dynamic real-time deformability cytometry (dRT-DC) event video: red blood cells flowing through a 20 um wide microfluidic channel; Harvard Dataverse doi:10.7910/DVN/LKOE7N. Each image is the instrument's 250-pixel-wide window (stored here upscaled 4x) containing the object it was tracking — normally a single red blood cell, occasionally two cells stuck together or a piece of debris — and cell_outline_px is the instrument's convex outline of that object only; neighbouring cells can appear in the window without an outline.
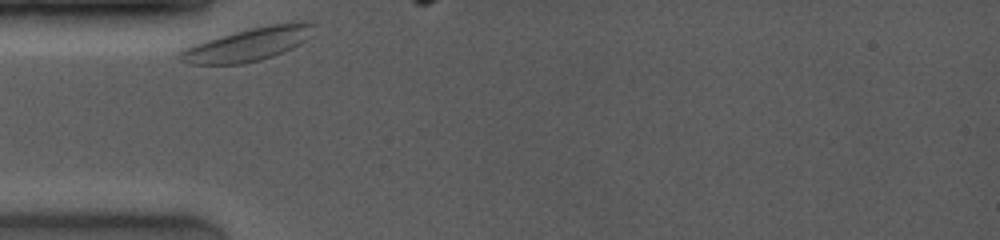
{"species": "common noctule bat (a hibernating species)", "species_latin": "Nyctalus noctula", "temperature_condition": "room temperature", "stored_images_in_passage": 2, "camera_frame_rate_fps": 4000, "um_per_image_px": 0.085, "animal": {"sex": "female", "body_mass_g": 19.0, "forearm_length_mm": 53.3}, "frame": {"image": 1, "passage_image": 1, "time_ms": 0.0, "image_size_px": [1000, 240], "cell_outline_px": [[312, 24], [304, 40], [300, 44], [284, 52], [260, 60], [240, 64], [188, 64], [180, 60], [176, 56], [180, 48], [192, 44], [220, 36], [268, 24], [288, 20], [312, 20]], "centroid_in_image_um": [21.02, 3.76], "position_along_channel_um": 64.0, "area_um2": 25.95}}